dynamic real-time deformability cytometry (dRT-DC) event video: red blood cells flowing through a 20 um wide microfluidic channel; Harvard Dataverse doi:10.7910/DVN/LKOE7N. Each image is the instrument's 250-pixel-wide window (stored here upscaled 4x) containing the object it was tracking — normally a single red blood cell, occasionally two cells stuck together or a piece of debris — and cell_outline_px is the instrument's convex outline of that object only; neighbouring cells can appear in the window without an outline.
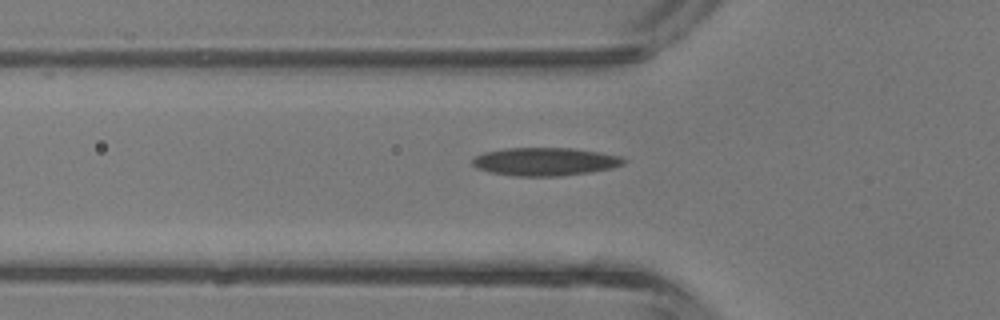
{"species": "common noctule bat (a hibernating species)", "species_latin": "Nyctalus noctula", "temperature_condition": "room temperature", "stored_images_in_passage": 32, "segment_of_instrument_passage": [1, 2], "camera_frame_rate_fps": 3000, "um_per_image_px": 0.085, "animal": {"sex": "male", "body_mass_g": 13.3}, "frame": {"image": 1, "passage_image": 8, "time_ms": 2.333, "image_size_px": [1000, 320], "cell_outline_px": [[628, 160], [624, 164], [612, 168], [588, 172], [560, 176], [512, 176], [488, 172], [476, 168], [472, 164], [472, 160], [476, 156], [484, 152], [504, 148], [572, 148], [620, 156]], "centroid_in_image_um": [46.29, 13.74], "position_along_channel_um": 79.5, "area_um2": 24.8}}
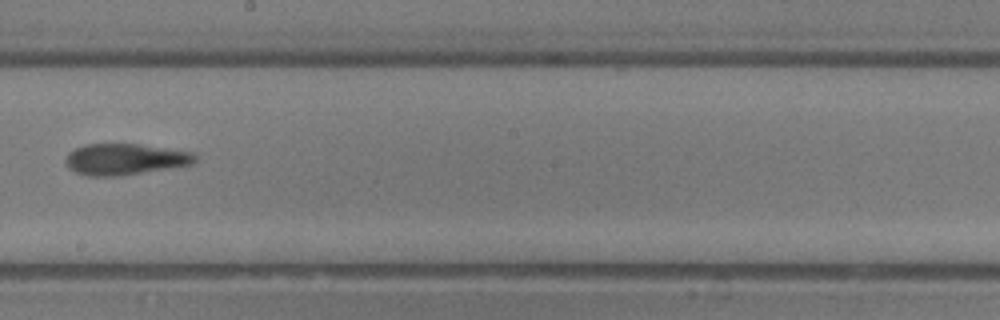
{"frame": {"image": 2, "passage_image": 18, "time_ms": 5.667, "image_size_px": [1000, 320], "cell_outline_px": [[196, 160], [192, 164], [120, 176], [88, 176], [76, 172], [68, 168], [64, 164], [64, 160], [68, 152], [84, 144], [140, 144], [196, 152]], "centroid_in_image_um": [10.6, 13.53], "position_along_channel_um": 237.6, "area_um2": 23.76}}
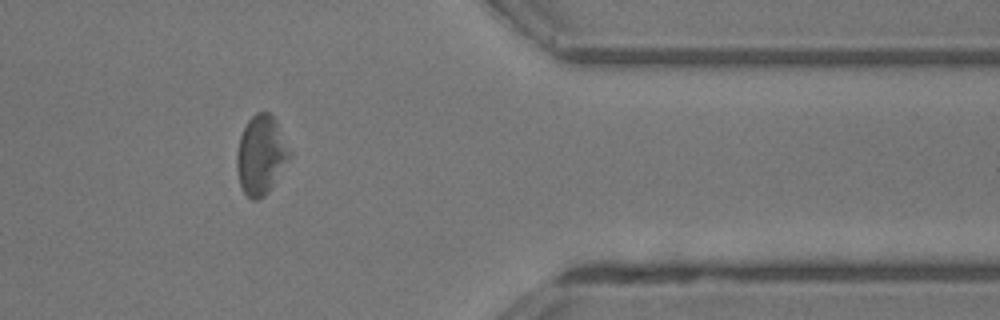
{"frame": {"image": 3, "passage_image": 29, "time_ms": 9.333, "image_size_px": [1000, 320], "cell_outline_px": [[292, 156], [268, 192], [264, 196], [256, 200], [252, 200], [244, 192], [240, 184], [236, 168], [236, 152], [240, 136], [248, 120], [256, 112], [268, 112], [276, 120], [292, 152]], "centroid_in_image_um": [22.19, 13.17], "position_along_channel_um": 389.2, "area_um2": 24.45}}